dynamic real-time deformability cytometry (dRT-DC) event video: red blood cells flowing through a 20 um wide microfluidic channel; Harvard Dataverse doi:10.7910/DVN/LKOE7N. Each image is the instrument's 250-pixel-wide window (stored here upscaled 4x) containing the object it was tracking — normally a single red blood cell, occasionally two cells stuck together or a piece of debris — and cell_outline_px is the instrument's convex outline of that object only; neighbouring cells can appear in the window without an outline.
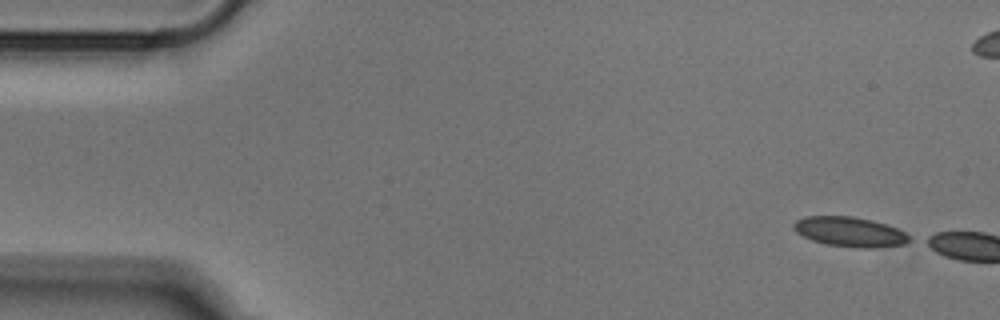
{"species": "Egyptian fruit bat (a non-hibernating species)", "species_latin": "Rousettus aegyptiacus", "temperature_condition": "cold", "stored_images_in_passage": 3, "camera_frame_rate_fps": 3000, "um_per_image_px": 0.085, "animal": {"sex": "male"}, "frame": {"image": 1, "passage_image": 1, "time_ms": 0.0, "image_size_px": [1000, 320], "cell_outline_px": [[912, 240], [904, 244], [872, 248], [856, 248], [828, 244], [812, 240], [796, 232], [792, 228], [792, 224], [796, 220], [804, 216], [852, 216], [872, 220], [896, 228], [912, 236]], "centroid_in_image_um": [72.23, 19.7], "position_along_channel_um": 12.8, "area_um2": 20.11}}